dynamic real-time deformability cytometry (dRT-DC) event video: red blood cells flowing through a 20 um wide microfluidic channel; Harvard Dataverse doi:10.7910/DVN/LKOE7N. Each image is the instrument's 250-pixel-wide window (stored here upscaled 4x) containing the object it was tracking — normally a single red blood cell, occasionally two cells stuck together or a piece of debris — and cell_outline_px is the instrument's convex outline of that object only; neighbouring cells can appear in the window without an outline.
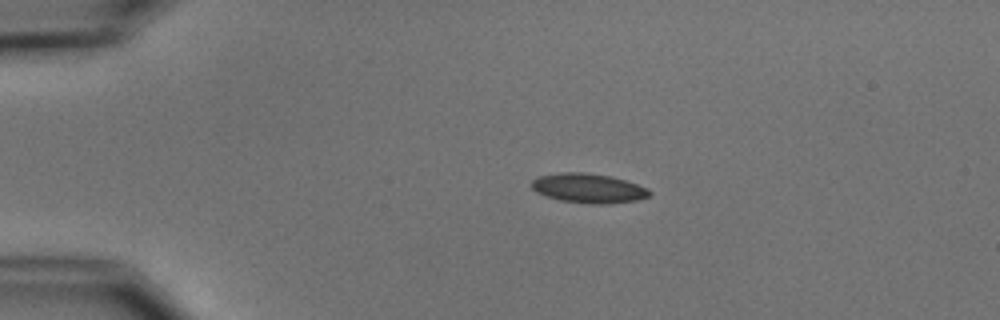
{"species": "common noctule bat (a hibernating species)", "species_latin": "Nyctalus noctula", "temperature_condition": "cold", "stored_images_in_passage": 4, "camera_frame_rate_fps": 3000, "um_per_image_px": 0.085, "animal": {"sex": "male", "body_mass_g": 15.6}, "frame": {"image": 1, "passage_image": 3, "time_ms": 2.333, "image_size_px": [1000, 320], "cell_outline_px": [[652, 192], [648, 196], [636, 200], [608, 204], [592, 204], [560, 200], [536, 192], [532, 188], [532, 180], [536, 176], [560, 172], [584, 172], [612, 176], [648, 188]], "centroid_in_image_um": [50.0, 15.99], "position_along_channel_um": 35.0, "area_um2": 20.23}}